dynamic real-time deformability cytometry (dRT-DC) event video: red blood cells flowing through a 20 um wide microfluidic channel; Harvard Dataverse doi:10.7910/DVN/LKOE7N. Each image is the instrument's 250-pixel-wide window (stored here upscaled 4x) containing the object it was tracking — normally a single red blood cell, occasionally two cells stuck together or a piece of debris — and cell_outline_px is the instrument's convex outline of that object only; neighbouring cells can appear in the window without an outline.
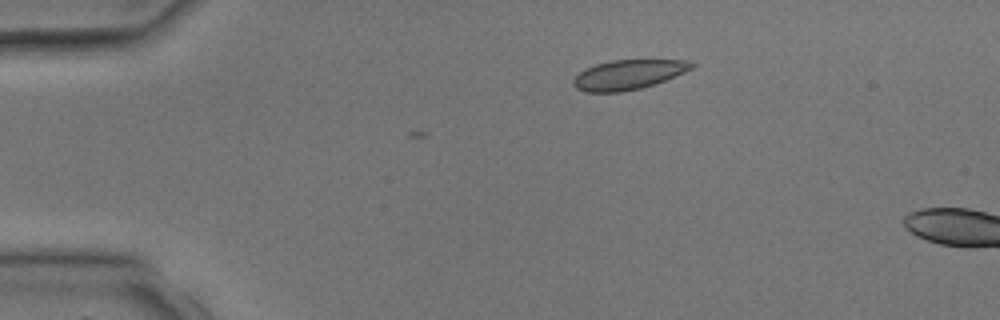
{"species": "common noctule bat (a hibernating species)", "species_latin": "Nyctalus noctula", "temperature_condition": "room temperature", "stored_images_in_passage": 4, "camera_frame_rate_fps": 3000, "um_per_image_px": 0.085, "animal": {"sex": "male", "body_mass_g": 17.9, "forearm_length_mm": 54.2}, "frame": {"image": 1, "passage_image": 3, "time_ms": 2.667, "image_size_px": [1000, 320], "cell_outline_px": [[696, 64], [692, 68], [684, 72], [656, 84], [640, 88], [620, 92], [584, 92], [576, 88], [572, 84], [572, 80], [580, 72], [596, 64], [612, 60], [688, 60]], "centroid_in_image_um": [53.4, 6.35], "position_along_channel_um": 31.6, "area_um2": 20.35}}